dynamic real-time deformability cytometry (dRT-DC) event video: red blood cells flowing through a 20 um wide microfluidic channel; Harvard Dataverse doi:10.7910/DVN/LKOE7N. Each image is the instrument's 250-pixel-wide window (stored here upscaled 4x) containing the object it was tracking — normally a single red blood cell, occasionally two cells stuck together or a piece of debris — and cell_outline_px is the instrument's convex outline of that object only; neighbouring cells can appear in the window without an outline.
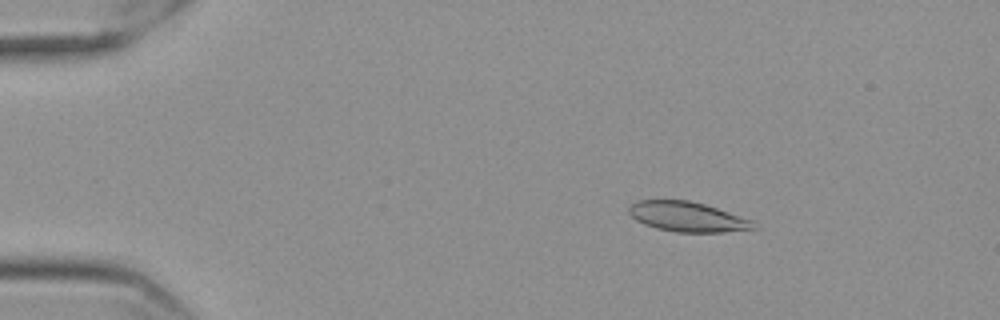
{"species": "Egyptian fruit bat (a non-hibernating species)", "species_latin": "Rousettus aegyptiacus", "temperature_condition": "cold", "stored_images_in_passage": 58, "camera_frame_rate_fps": 3000, "um_per_image_px": 0.085, "frame": {"image": 1, "passage_image": 10, "time_ms": 3.0, "image_size_px": [1000, 320], "cell_outline_px": [[756, 228], [724, 232], [676, 232], [656, 228], [644, 224], [636, 220], [628, 212], [628, 208], [636, 200], [688, 200], [704, 204], [752, 220]], "centroid_in_image_um": [58.38, 18.42], "position_along_channel_um": 26.6, "area_um2": 21.5}}
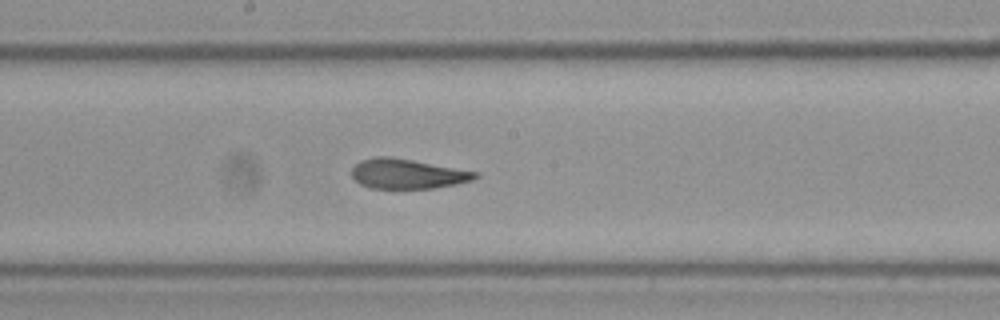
{"frame": {"image": 2, "passage_image": 32, "time_ms": 10.333, "image_size_px": [1000, 320], "cell_outline_px": [[480, 176], [472, 180], [456, 184], [432, 188], [372, 188], [360, 184], [352, 176], [352, 168], [360, 160], [376, 156], [392, 156], [480, 172]], "centroid_in_image_um": [34.65, 14.76], "position_along_channel_um": 213.5, "area_um2": 21.56}}
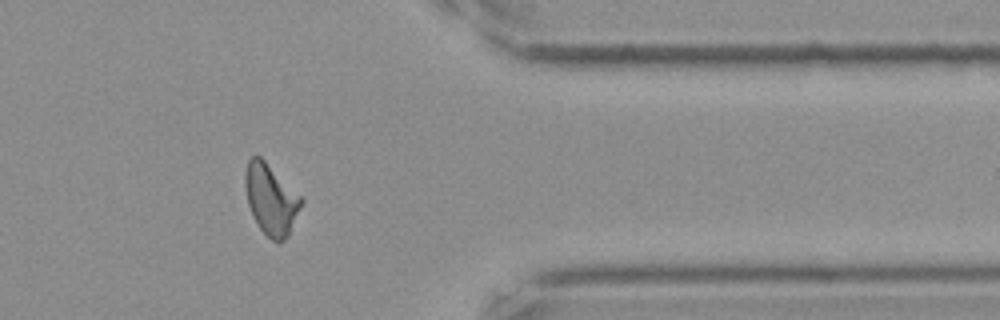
{"frame": {"image": 3, "passage_image": 48, "time_ms": 15.667, "image_size_px": [1000, 320], "cell_outline_px": [[304, 200], [288, 236], [280, 244], [272, 240], [260, 228], [252, 216], [248, 204], [244, 184], [244, 172], [248, 160], [252, 156], [260, 156]], "centroid_in_image_um": [23.01, 16.96], "position_along_channel_um": 388.4, "area_um2": 22.89}, "authors_computed_cell_mechanics": {"area_um2": 22.3397, "velocity_mm_per_s": 3.5531, "shape_relaxation_time_tau1_ms": 4.5222, "shape_relaxation_time_tau2_ms": 1.4843, "deformation_change_tau1": 0.1456, "deformation_change_tau2": 0.085}}